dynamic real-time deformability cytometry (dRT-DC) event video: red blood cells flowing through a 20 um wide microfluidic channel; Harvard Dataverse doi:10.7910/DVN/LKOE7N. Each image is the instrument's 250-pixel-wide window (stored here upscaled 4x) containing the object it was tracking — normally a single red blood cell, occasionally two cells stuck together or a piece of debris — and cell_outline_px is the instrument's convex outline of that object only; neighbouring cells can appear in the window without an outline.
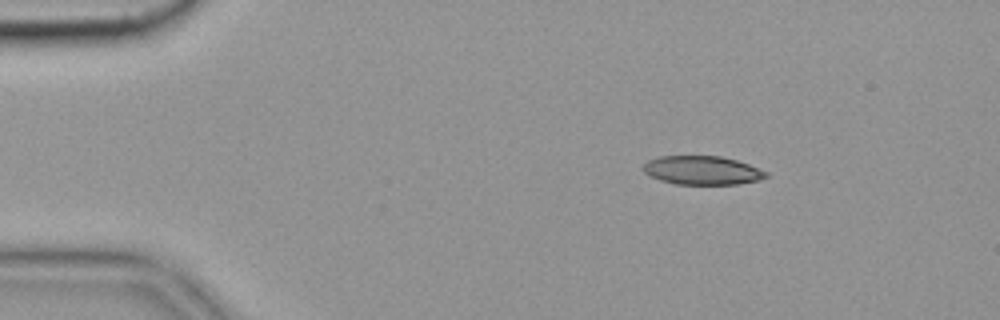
{"species": "common noctule bat (a hibernating species)", "species_latin": "Nyctalus noctula", "temperature_condition": "cold", "stored_images_in_passage": 56, "camera_frame_rate_fps": 3000, "um_per_image_px": 0.085, "animal": {"sex": "female", "body_mass_g": 19.9}, "frame": {"image": 1, "passage_image": 8, "time_ms": 2.333, "image_size_px": [1000, 320], "cell_outline_px": [[768, 176], [760, 180], [736, 184], [676, 184], [660, 180], [644, 172], [644, 164], [648, 160], [660, 156], [720, 156], [736, 160], [748, 164], [768, 172]], "centroid_in_image_um": [59.71, 14.48], "position_along_channel_um": 25.3, "area_um2": 20.4}}
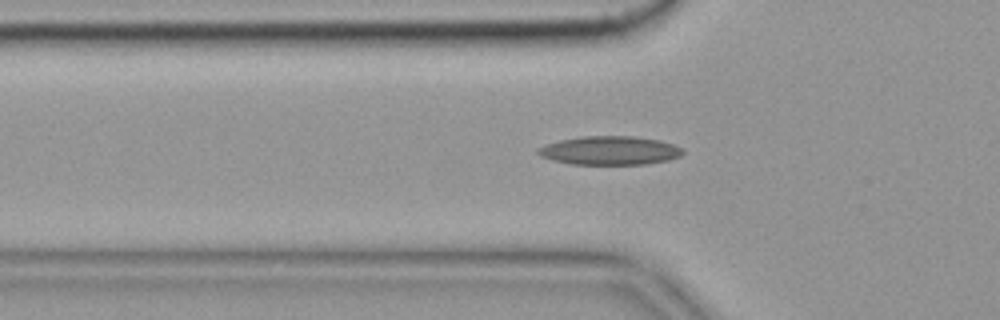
{"frame": {"image": 2, "passage_image": 18, "time_ms": 5.667, "image_size_px": [1000, 320], "cell_outline_px": [[684, 152], [680, 156], [668, 160], [644, 164], [568, 164], [552, 160], [540, 156], [536, 152], [536, 148], [544, 144], [560, 140], [584, 136], [632, 136], [660, 140], [684, 148]], "centroid_in_image_um": [51.8, 12.79], "position_along_channel_um": 74.0, "area_um2": 24.33}}
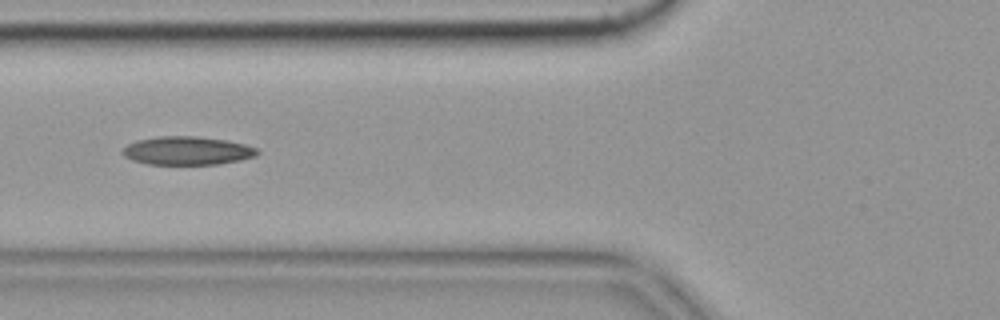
{"frame": {"image": 3, "passage_image": 21, "time_ms": 6.667, "image_size_px": [1000, 320], "cell_outline_px": [[260, 152], [256, 156], [240, 160], [220, 164], [148, 164], [132, 160], [124, 156], [120, 152], [128, 144], [136, 140], [160, 136], [196, 136], [228, 140], [244, 144], [256, 148]], "centroid_in_image_um": [15.91, 12.8], "position_along_channel_um": 109.9, "area_um2": 22.37}, "authors_computed_cell_mechanics": {"area_um2": 21.7039, "velocity_mm_per_s": 3.5506, "shape_relaxation_time_tau1_ms": 6.1661, "shape_relaxation_time_tau2_ms": 3.6293, "deformation_change_tau1": 0.1666, "deformation_change_tau2": 0.1177}}